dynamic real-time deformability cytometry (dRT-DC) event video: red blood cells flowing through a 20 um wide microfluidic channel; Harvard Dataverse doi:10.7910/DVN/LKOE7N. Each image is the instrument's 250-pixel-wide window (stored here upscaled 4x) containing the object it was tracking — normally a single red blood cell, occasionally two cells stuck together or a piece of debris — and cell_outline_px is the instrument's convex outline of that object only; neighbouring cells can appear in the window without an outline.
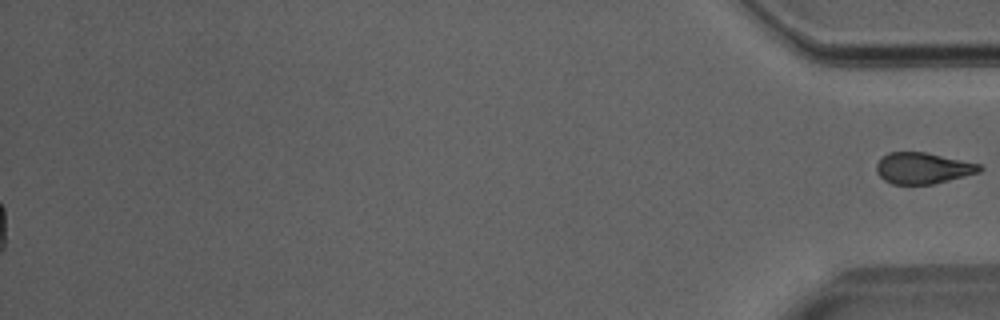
{"species": "Egyptian fruit bat (a non-hibernating species)", "species_latin": "Rousettus aegyptiacus", "temperature_condition": "room temperature", "stored_images_in_passage": 41, "segment_of_instrument_passage": [2, 2], "camera_frame_rate_fps": 3000, "um_per_image_px": 0.085, "animal": {"sex": "male"}, "frame": {"image": 1, "passage_image": 41, "time_ms": 13.333, "image_size_px": [1000, 320], "cell_outline_px": [[984, 168], [980, 172], [932, 184], [892, 184], [884, 180], [876, 172], [876, 164], [888, 152], [924, 152], [984, 164]], "centroid_in_image_um": [78.48, 14.29], "position_along_channel_um": 356.7, "area_um2": 18.79}}